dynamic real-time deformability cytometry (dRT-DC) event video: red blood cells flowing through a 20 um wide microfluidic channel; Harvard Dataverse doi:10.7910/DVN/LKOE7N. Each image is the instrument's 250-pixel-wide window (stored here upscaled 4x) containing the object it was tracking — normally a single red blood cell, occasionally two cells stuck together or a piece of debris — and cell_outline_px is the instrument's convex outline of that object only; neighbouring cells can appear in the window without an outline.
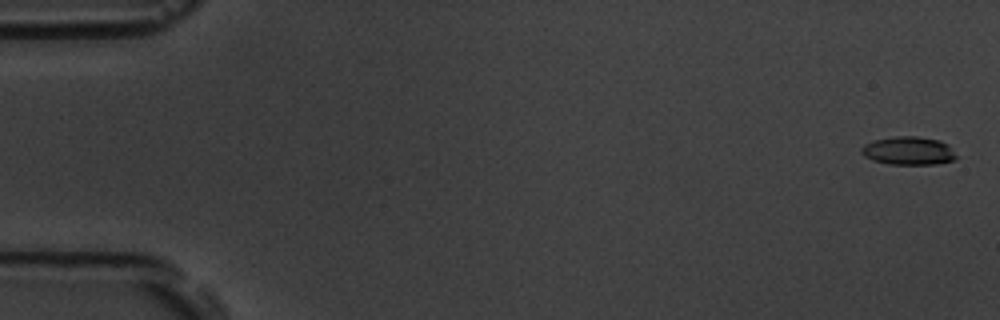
{"species": "common noctule bat (a hibernating species)", "species_latin": "Nyctalus noctula", "temperature_condition": "room temperature", "stored_images_in_passage": 54, "camera_frame_rate_fps": 3000, "um_per_image_px": 0.085, "animal": {"sex": "male", "body_mass_g": 19.5, "forearm_length_mm": 54.6}, "frame": {"image": 1, "passage_image": 1, "time_ms": 0.0, "image_size_px": [1000, 320], "cell_outline_px": [[956, 160], [936, 164], [888, 164], [872, 160], [864, 156], [860, 152], [860, 148], [864, 144], [872, 140], [896, 136], [916, 136], [940, 140], [948, 144], [956, 156]], "centroid_in_image_um": [77.19, 12.81], "position_along_channel_um": 7.8, "area_um2": 15.78}}
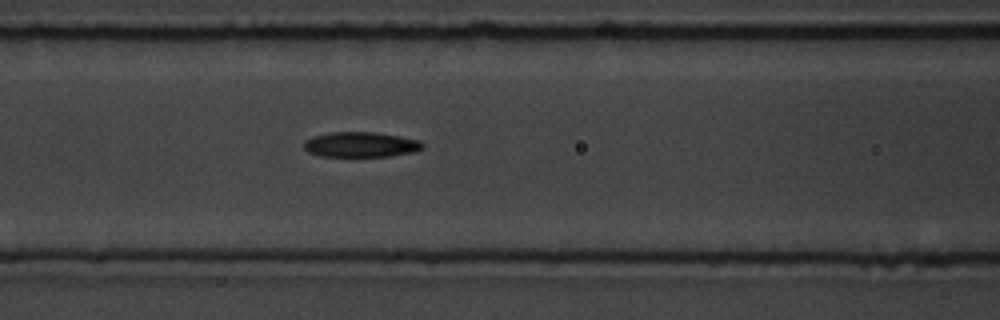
{"frame": {"image": 2, "passage_image": 23, "time_ms": 7.333, "image_size_px": [1000, 320], "cell_outline_px": [[424, 148], [416, 152], [388, 156], [320, 156], [308, 152], [304, 148], [304, 144], [312, 136], [328, 132], [376, 132], [400, 136], [420, 140], [424, 144]], "centroid_in_image_um": [30.71, 12.28], "position_along_channel_um": 135.9, "area_um2": 17.51}}
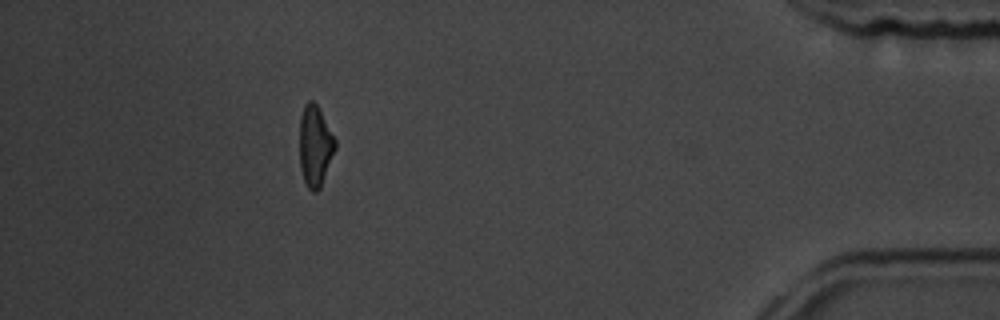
{"frame": {"image": 3, "passage_image": 49, "time_ms": 16.0, "image_size_px": [1000, 320], "cell_outline_px": [[336, 148], [320, 188], [316, 192], [312, 192], [308, 188], [304, 180], [300, 168], [300, 116], [304, 104], [308, 100], [312, 100], [316, 104], [336, 140]], "centroid_in_image_um": [26.77, 12.41], "position_along_channel_um": 408.4, "area_um2": 16.7}, "authors_computed_cell_mechanics": {"area_um2": 17.1088, "velocity_mm_per_s": 3.7747, "shape_relaxation_time_tau1_ms": 3.2583, "shape_relaxation_time_tau2_ms": 6.3092, "deformation_change_tau1": 0.1745, "deformation_change_tau2": 0.1621}}